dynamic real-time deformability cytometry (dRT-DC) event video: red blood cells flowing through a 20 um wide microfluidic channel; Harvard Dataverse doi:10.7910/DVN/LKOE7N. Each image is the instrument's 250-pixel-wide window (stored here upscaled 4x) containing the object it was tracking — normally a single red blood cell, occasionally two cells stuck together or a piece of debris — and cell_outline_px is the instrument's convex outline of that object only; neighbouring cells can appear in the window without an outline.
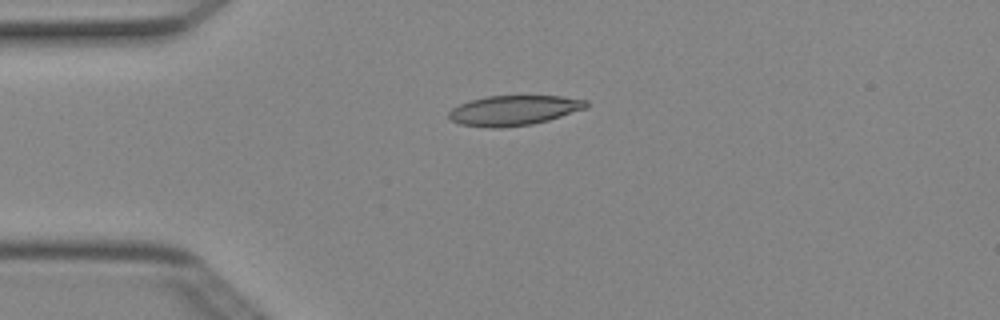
{"species": "Egyptian fruit bat (a non-hibernating species)", "species_latin": "Rousettus aegyptiacus", "temperature_condition": "cold", "stored_images_in_passage": 4, "camera_frame_rate_fps": 3000, "um_per_image_px": 0.085, "animal": {"sex": "female"}, "frame": {"image": 1, "passage_image": 4, "time_ms": 1.0, "image_size_px": [1000, 320], "cell_outline_px": [[588, 108], [548, 120], [532, 124], [500, 128], [488, 128], [460, 124], [452, 120], [448, 116], [448, 112], [452, 108], [460, 104], [484, 96], [560, 96], [588, 100]], "centroid_in_image_um": [43.69, 9.38], "position_along_channel_um": 41.3, "area_um2": 24.04}}